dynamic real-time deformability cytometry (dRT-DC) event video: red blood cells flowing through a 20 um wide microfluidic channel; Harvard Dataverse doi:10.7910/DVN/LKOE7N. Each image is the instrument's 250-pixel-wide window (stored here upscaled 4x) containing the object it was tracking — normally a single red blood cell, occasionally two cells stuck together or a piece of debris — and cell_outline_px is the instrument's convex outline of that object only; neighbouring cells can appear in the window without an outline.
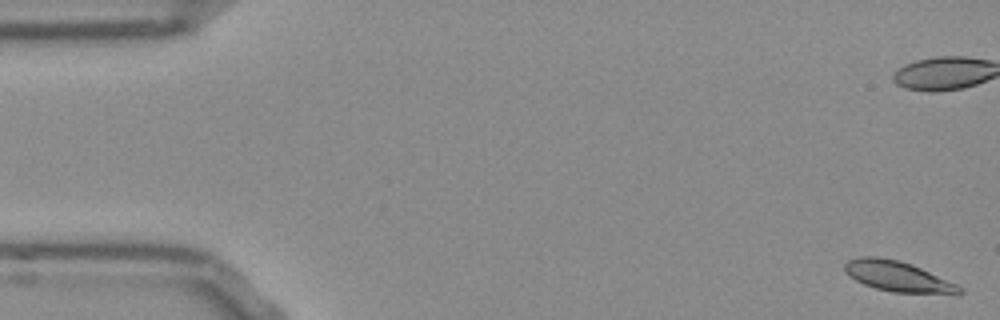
{"species": "Egyptian fruit bat (a non-hibernating species)", "species_latin": "Rousettus aegyptiacus", "temperature_condition": "room temperature", "stored_images_in_passage": 10, "camera_frame_rate_fps": 3000, "um_per_image_px": 0.085, "frame": {"image": 1, "passage_image": 1, "time_ms": 0.0, "image_size_px": [1000, 320], "cell_outline_px": [[964, 292], [892, 292], [876, 288], [864, 284], [848, 276], [844, 268], [844, 264], [848, 260], [860, 256], [876, 256], [900, 260], [912, 264], [956, 284], [964, 288]], "centroid_in_image_um": [76.22, 23.45], "position_along_channel_um": 8.8, "area_um2": 19.83}}